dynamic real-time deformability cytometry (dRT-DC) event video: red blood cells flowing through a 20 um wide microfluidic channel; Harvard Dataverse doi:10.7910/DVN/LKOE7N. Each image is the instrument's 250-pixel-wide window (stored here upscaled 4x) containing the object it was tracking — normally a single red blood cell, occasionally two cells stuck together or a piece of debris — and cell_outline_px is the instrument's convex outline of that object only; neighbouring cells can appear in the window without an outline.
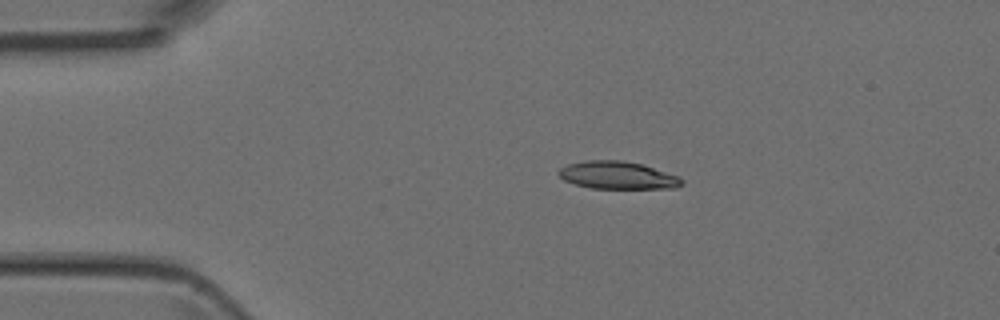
{"species": "Egyptian fruit bat (a non-hibernating species)", "species_latin": "Rousettus aegyptiacus", "temperature_condition": "room temperature", "stored_images_in_passage": 42, "camera_frame_rate_fps": 3000, "um_per_image_px": 0.085, "animal": {"sex": "female"}, "frame": {"image": 1, "passage_image": 9, "time_ms": 2.667, "image_size_px": [1000, 320], "cell_outline_px": [[684, 184], [676, 188], [592, 188], [576, 184], [564, 180], [556, 172], [560, 168], [568, 164], [584, 160], [620, 160], [640, 164], [680, 176], [684, 180]], "centroid_in_image_um": [52.51, 14.89], "position_along_channel_um": 32.5, "area_um2": 19.77}}
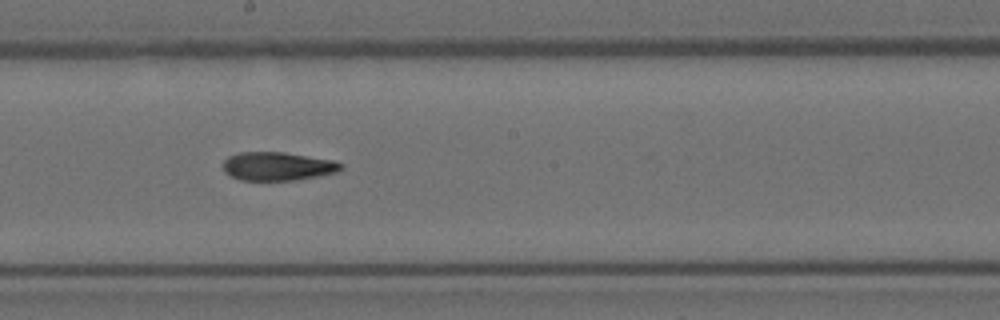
{"frame": {"image": 2, "passage_image": 26, "time_ms": 8.333, "image_size_px": [1000, 320], "cell_outline_px": [[344, 168], [336, 172], [316, 176], [292, 180], [240, 180], [224, 172], [224, 160], [228, 156], [240, 152], [284, 152], [332, 160], [344, 164]], "centroid_in_image_um": [23.59, 14.12], "position_along_channel_um": 224.6, "area_um2": 19.42}}
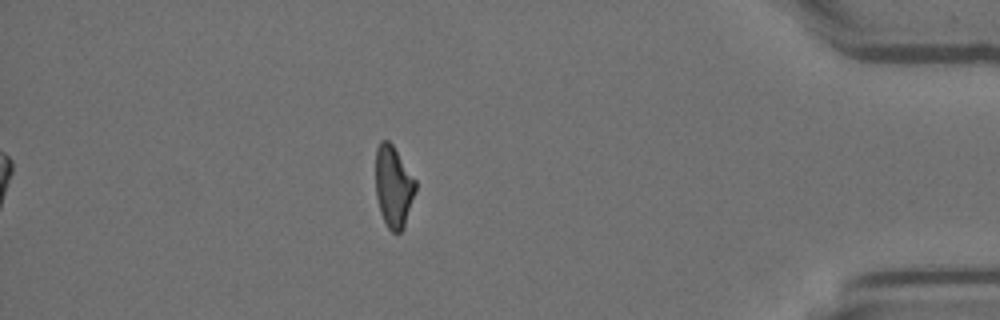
{"frame": {"image": 3, "passage_image": 42, "time_ms": 13.667, "image_size_px": [1000, 320], "cell_outline_px": [[416, 188], [404, 228], [400, 232], [392, 232], [388, 228], [380, 212], [376, 196], [376, 148], [380, 140], [388, 140], [392, 144], [416, 180]], "centroid_in_image_um": [33.44, 15.85], "position_along_channel_um": 401.8, "area_um2": 18.9}}